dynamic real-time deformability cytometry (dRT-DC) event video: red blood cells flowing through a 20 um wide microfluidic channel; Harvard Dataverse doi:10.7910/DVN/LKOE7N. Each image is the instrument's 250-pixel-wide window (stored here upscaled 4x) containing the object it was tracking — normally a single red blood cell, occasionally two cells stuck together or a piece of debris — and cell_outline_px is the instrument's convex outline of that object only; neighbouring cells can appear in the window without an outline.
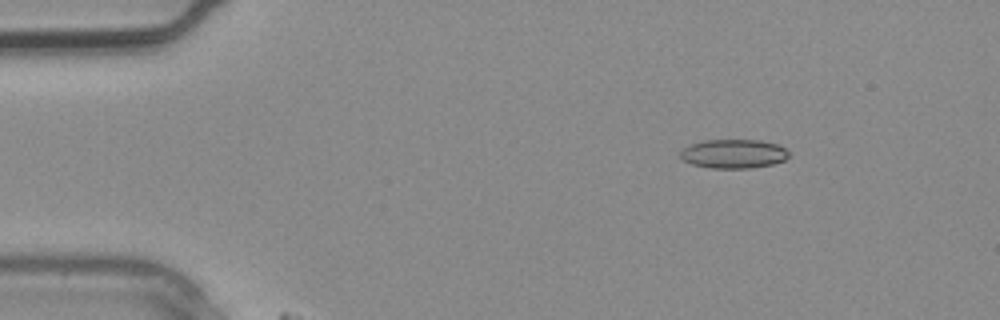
{"species": "common noctule bat (a hibernating species)", "species_latin": "Nyctalus noctula", "temperature_condition": "warm", "stored_images_in_passage": 3, "camera_frame_rate_fps": 3000, "um_per_image_px": 0.085, "animal": {"sex": "male", "body_mass_g": 20.4}, "frame": {"image": 1, "passage_image": 2, "time_ms": 0.333, "image_size_px": [1000, 320], "cell_outline_px": [[788, 156], [784, 160], [772, 164], [748, 168], [712, 168], [692, 164], [684, 160], [680, 156], [680, 152], [688, 144], [704, 140], [760, 140], [776, 144], [784, 148], [788, 152]], "centroid_in_image_um": [62.32, 13.06], "position_along_channel_um": 22.7, "area_um2": 18.21}}
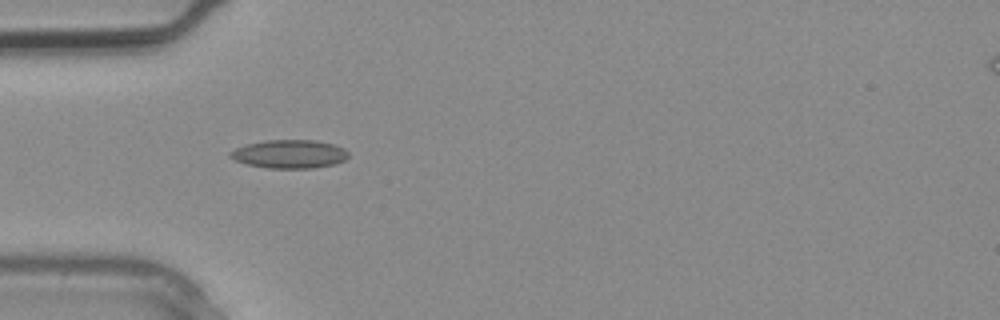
{"frame": {"image": 2, "passage_image": 3, "time_ms": 0.667, "image_size_px": [1000, 320], "cell_outline_px": [[348, 156], [344, 160], [336, 164], [312, 168], [268, 168], [248, 164], [236, 160], [228, 156], [228, 152], [236, 148], [248, 144], [264, 140], [316, 140], [332, 144], [344, 148], [348, 152]], "centroid_in_image_um": [24.61, 13.09], "position_along_channel_um": 60.4, "area_um2": 19.54}}